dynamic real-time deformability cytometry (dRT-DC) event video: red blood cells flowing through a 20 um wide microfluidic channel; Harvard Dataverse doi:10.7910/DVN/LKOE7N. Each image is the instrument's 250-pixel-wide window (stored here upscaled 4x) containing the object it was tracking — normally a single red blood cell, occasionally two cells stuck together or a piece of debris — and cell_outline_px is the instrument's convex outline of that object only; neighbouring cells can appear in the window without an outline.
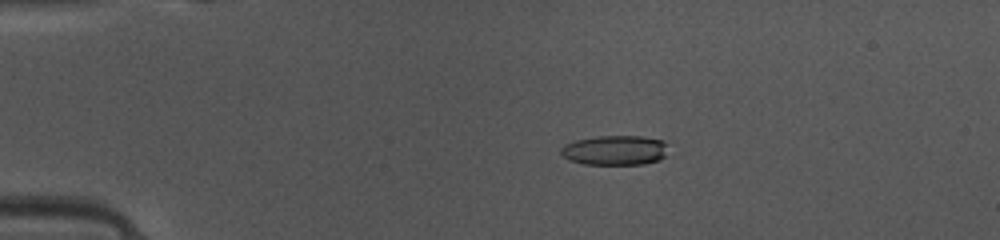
{"species": "common noctule bat (a hibernating species)", "species_latin": "Nyctalus noctula", "temperature_condition": "warm", "stored_images_in_passage": 48, "camera_frame_rate_fps": 3000, "um_per_image_px": 0.085, "animal": {"sex": "female", "body_mass_g": 10.0, "forearm_length_mm": 53.1}, "frame": {"image": 1, "passage_image": 10, "time_ms": 3.0, "image_size_px": [1000, 240], "cell_outline_px": [[664, 156], [660, 160], [644, 164], [584, 164], [568, 160], [560, 152], [560, 148], [564, 144], [576, 140], [596, 136], [644, 136], [664, 140]], "centroid_in_image_um": [52.23, 12.77], "position_along_channel_um": 32.8, "area_um2": 18.55}}
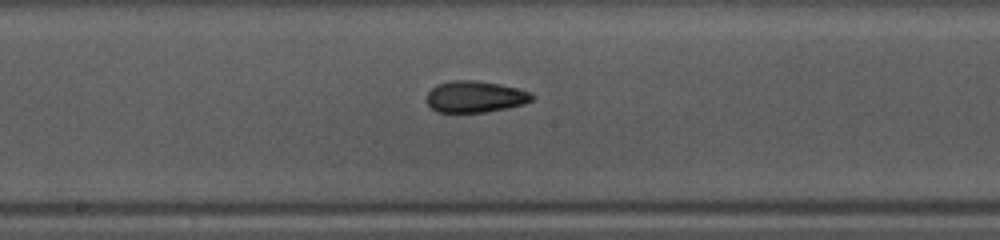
{"frame": {"image": 2, "passage_image": 26, "time_ms": 8.333, "image_size_px": [1000, 240], "cell_outline_px": [[536, 96], [532, 100], [524, 104], [508, 108], [484, 112], [436, 112], [428, 104], [428, 92], [436, 84], [452, 80], [472, 80], [500, 84], [532, 92]], "centroid_in_image_um": [40.42, 8.22], "position_along_channel_um": 207.8, "area_um2": 19.36}}
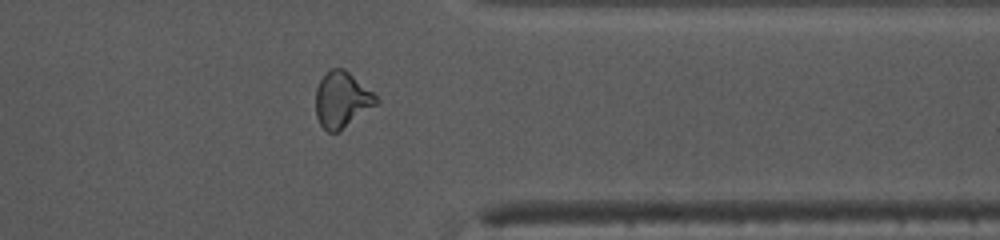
{"frame": {"image": 3, "passage_image": 39, "time_ms": 12.667, "image_size_px": [1000, 240], "cell_outline_px": [[380, 100], [376, 104], [336, 132], [328, 132], [320, 124], [316, 116], [316, 88], [320, 80], [332, 68], [344, 68], [372, 92]], "centroid_in_image_um": [29.03, 8.46], "position_along_channel_um": 382.4, "area_um2": 19.07}, "authors_computed_cell_mechanics": {"area_um2": 19.3341, "velocity_mm_per_s": 4.1399, "shape_relaxation_time_tau1_ms": 4.305, "shape_relaxation_time_tau2_ms": 2.2466, "deformation_change_tau1": 0.1862, "deformation_change_tau2": 0.0952}}